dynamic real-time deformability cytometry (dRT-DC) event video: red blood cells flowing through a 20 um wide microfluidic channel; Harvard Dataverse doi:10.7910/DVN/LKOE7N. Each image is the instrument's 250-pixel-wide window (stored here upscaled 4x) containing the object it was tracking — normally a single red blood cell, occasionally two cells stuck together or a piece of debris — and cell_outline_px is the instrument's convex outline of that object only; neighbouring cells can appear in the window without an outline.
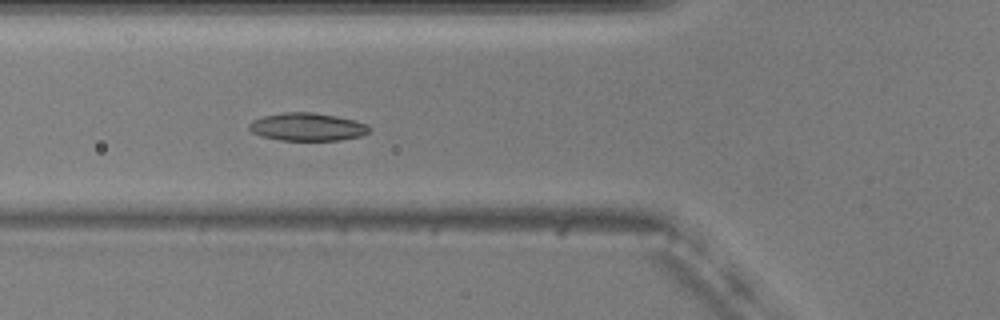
{"species": "common noctule bat (a hibernating species)", "species_latin": "Nyctalus noctula", "temperature_condition": "warm", "stored_images_in_passage": 41, "camera_frame_rate_fps": 3000, "um_per_image_px": 0.085, "animal": {"sex": "male", "body_mass_g": 20.5, "forearm_length_mm": 52.5}, "frame": {"image": 1, "passage_image": 6, "time_ms": 1.667, "image_size_px": [1000, 320], "cell_outline_px": [[372, 128], [368, 132], [360, 136], [340, 140], [280, 140], [260, 136], [252, 132], [248, 128], [248, 124], [252, 120], [264, 116], [284, 112], [312, 112], [336, 116], [356, 120], [368, 124]], "centroid_in_image_um": [26.12, 10.78], "position_along_channel_um": 99.7, "area_um2": 19.65}}
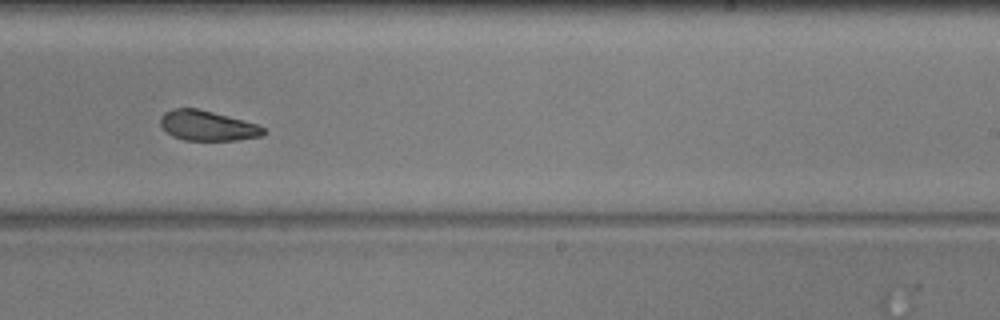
{"frame": {"image": 2, "passage_image": 20, "time_ms": 6.333, "image_size_px": [1000, 320], "cell_outline_px": [[268, 132], [260, 136], [236, 140], [184, 140], [172, 136], [160, 124], [160, 116], [164, 112], [176, 108], [196, 108], [212, 112], [256, 124], [264, 128]], "centroid_in_image_um": [17.61, 10.69], "position_along_channel_um": 271.4, "area_um2": 17.8}}
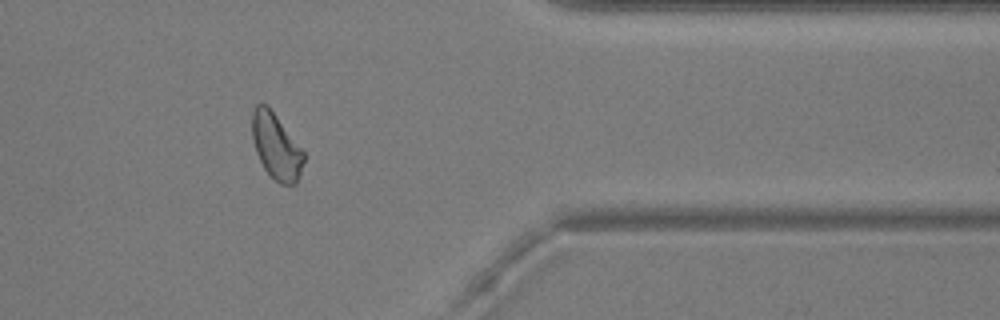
{"frame": {"image": 3, "passage_image": 31, "time_ms": 10.0, "image_size_px": [1000, 320], "cell_outline_px": [[304, 160], [300, 176], [296, 184], [280, 184], [264, 168], [256, 152], [252, 140], [252, 112], [256, 104], [268, 104], [304, 152]], "centroid_in_image_um": [23.47, 12.42], "position_along_channel_um": 387.9, "area_um2": 19.71}, "authors_computed_cell_mechanics": {"area_um2": 19.363, "velocity_mm_per_s": 3.6789, "shape_relaxation_time_tau1_ms": 4.403, "shape_relaxation_time_tau2_ms": 6.4697, "deformation_change_tau1": 0.1061, "deformation_change_tau2": 0.1165}}